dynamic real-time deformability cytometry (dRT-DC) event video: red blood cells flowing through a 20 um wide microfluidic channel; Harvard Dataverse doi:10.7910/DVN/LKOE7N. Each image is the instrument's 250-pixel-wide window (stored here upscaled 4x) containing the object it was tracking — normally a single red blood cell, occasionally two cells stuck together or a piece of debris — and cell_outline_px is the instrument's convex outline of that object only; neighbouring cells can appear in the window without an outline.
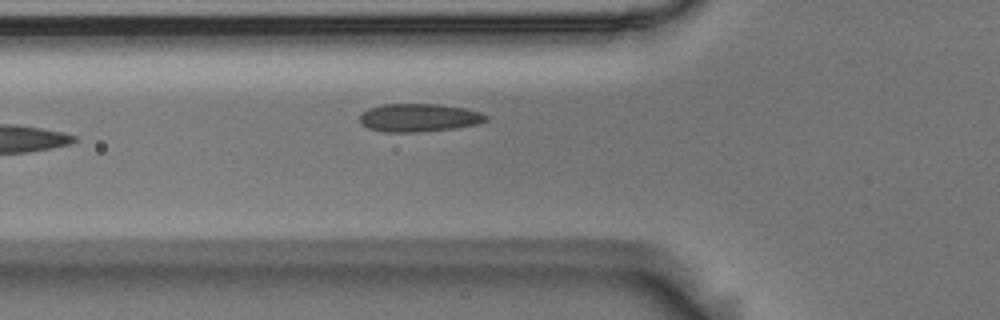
{"species": "Egyptian fruit bat (a non-hibernating species)", "species_latin": "Rousettus aegyptiacus", "temperature_condition": "room temperature", "stored_images_in_passage": 4, "camera_frame_rate_fps": 3000, "um_per_image_px": 0.085, "animal": {"sex": "male"}, "frame": {"image": 1, "passage_image": 4, "time_ms": 1.0, "image_size_px": [1000, 320], "cell_outline_px": [[488, 120], [476, 124], [456, 128], [420, 132], [384, 132], [368, 128], [360, 124], [360, 112], [368, 108], [384, 104], [440, 104], [464, 108], [480, 112], [488, 116]], "centroid_in_image_um": [35.58, 10.0], "position_along_channel_um": 90.2, "area_um2": 20.87}}